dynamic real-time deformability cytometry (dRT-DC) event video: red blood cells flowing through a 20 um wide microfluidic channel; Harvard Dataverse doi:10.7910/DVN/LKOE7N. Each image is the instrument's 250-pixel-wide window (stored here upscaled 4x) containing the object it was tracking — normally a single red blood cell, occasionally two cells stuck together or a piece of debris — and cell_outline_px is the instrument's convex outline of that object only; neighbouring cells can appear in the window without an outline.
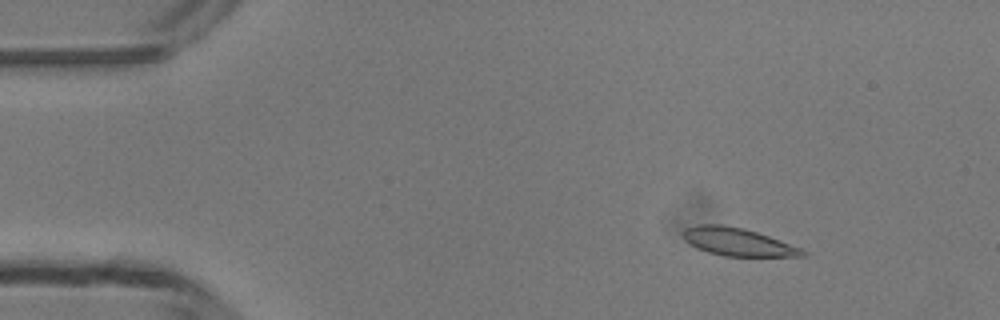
{"species": "common noctule bat (a hibernating species)", "species_latin": "Nyctalus noctula", "temperature_condition": "room temperature", "stored_images_in_passage": 15, "camera_frame_rate_fps": 3000, "um_per_image_px": 0.085, "animal": {"sex": "male", "body_mass_g": 13.3}, "frame": {"image": 1, "passage_image": 7, "time_ms": 2.0, "image_size_px": [1000, 320], "cell_outline_px": [[808, 256], [724, 256], [708, 252], [696, 248], [684, 240], [684, 228], [700, 224], [720, 224], [744, 228], [780, 240], [800, 248], [808, 252]], "centroid_in_image_um": [62.7, 20.56], "position_along_channel_um": 22.3, "area_um2": 19.31}}